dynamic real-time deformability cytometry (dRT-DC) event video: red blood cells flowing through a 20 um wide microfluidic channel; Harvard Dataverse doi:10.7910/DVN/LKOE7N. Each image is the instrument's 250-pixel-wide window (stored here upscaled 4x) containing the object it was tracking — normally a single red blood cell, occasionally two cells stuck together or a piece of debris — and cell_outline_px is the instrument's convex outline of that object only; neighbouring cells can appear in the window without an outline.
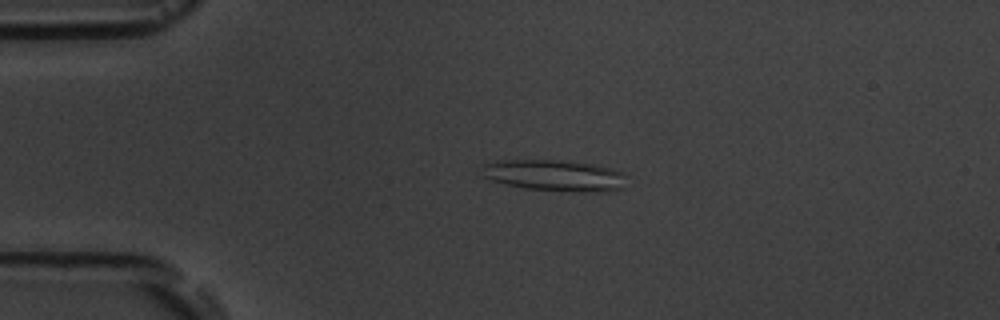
{"species": "common noctule bat (a hibernating species)", "species_latin": "Nyctalus noctula", "temperature_condition": "room temperature", "stored_images_in_passage": 4, "camera_frame_rate_fps": 3000, "um_per_image_px": 0.085, "animal": {"sex": "male", "body_mass_g": 19.5, "forearm_length_mm": 54.6}, "frame": {"image": 1, "passage_image": 3, "time_ms": 2.333, "image_size_px": [1000, 320], "cell_outline_px": [[624, 188], [616, 192], [572, 192], [524, 188], [492, 180], [480, 176], [480, 164], [500, 160], [560, 160], [592, 164], [612, 168], [620, 172], [624, 176]], "centroid_in_image_um": [47.12, 14.92], "position_along_channel_um": 37.9, "area_um2": 26.82}}